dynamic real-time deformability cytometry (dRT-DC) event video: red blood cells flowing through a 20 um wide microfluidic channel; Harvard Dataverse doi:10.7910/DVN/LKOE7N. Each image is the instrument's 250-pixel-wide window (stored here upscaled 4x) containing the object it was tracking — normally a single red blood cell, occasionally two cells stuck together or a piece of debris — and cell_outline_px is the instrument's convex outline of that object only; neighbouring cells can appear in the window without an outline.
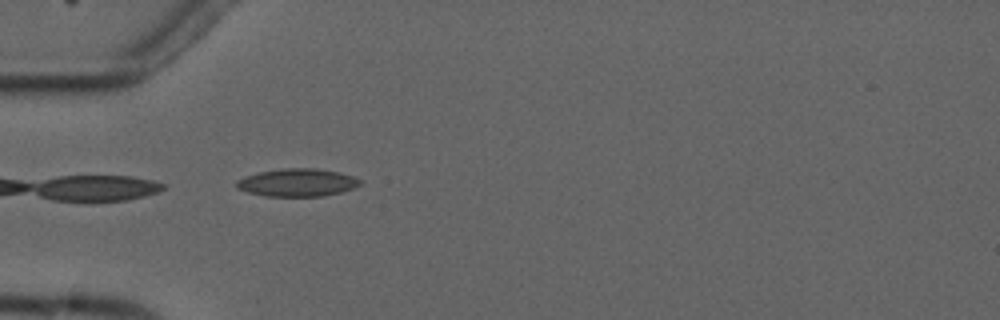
{"species": "common noctule bat (a hibernating species)", "species_latin": "Nyctalus noctula", "temperature_condition": "cold", "stored_images_in_passage": 4, "camera_frame_rate_fps": 3000, "um_per_image_px": 0.085, "animal": {"sex": "male", "forearm_length_mm": 52.5}, "frame": {"image": 1, "passage_image": 1, "time_ms": 0.0, "image_size_px": [1000, 320], "cell_outline_px": [[364, 180], [360, 184], [352, 188], [340, 192], [324, 196], [264, 196], [248, 192], [236, 188], [236, 180], [244, 176], [260, 172], [284, 168], [316, 168], [340, 172]], "centroid_in_image_um": [25.27, 15.51], "position_along_channel_um": 59.7, "area_um2": 20.06}}
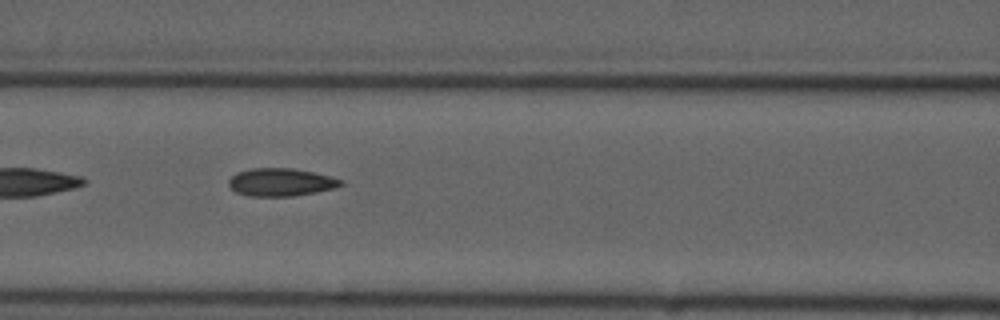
{"frame": {"image": 2, "passage_image": 3, "time_ms": 2.333, "image_size_px": [1000, 320], "cell_outline_px": [[344, 184], [336, 188], [316, 192], [292, 196], [248, 196], [236, 192], [228, 184], [228, 180], [236, 172], [252, 168], [292, 168], [332, 176], [344, 180]], "centroid_in_image_um": [23.9, 15.48], "position_along_channel_um": 142.7, "area_um2": 18.32}}
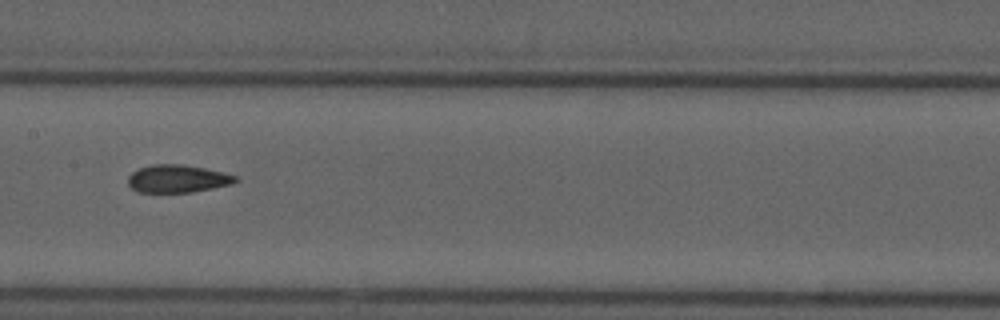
{"frame": {"image": 3, "passage_image": 4, "time_ms": 3.667, "image_size_px": [1000, 320], "cell_outline_px": [[240, 180], [232, 184], [192, 192], [136, 192], [128, 184], [128, 176], [132, 172], [140, 168], [152, 164], [180, 164], [204, 168], [224, 172], [236, 176]], "centroid_in_image_um": [15.09, 15.19], "position_along_channel_um": 192.3, "area_um2": 17.4}}